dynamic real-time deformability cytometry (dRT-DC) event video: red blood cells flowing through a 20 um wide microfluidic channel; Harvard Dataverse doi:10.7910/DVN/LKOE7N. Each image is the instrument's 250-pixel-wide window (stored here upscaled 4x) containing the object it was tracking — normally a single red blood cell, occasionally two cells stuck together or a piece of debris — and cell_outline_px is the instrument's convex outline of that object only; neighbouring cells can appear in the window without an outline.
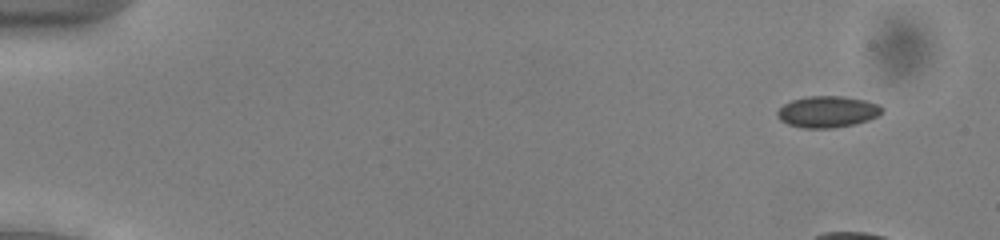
{"species": "common noctule bat (a hibernating species)", "species_latin": "Nyctalus noctula", "temperature_condition": "cold", "stored_images_in_passage": 15, "camera_frame_rate_fps": 3000, "um_per_image_px": 0.085, "animal": {"sex": "male", "body_mass_g": 13.0, "forearm_length_mm": 53.1}, "frame": {"image": 1, "passage_image": 5, "time_ms": 1.333, "image_size_px": [1000, 240], "cell_outline_px": [[884, 108], [880, 116], [868, 120], [852, 124], [832, 128], [804, 128], [788, 124], [780, 120], [776, 116], [776, 112], [784, 104], [792, 100], [808, 96], [844, 96], [864, 100], [880, 104]], "centroid_in_image_um": [70.35, 9.49], "position_along_channel_um": 14.6, "area_um2": 19.25}}